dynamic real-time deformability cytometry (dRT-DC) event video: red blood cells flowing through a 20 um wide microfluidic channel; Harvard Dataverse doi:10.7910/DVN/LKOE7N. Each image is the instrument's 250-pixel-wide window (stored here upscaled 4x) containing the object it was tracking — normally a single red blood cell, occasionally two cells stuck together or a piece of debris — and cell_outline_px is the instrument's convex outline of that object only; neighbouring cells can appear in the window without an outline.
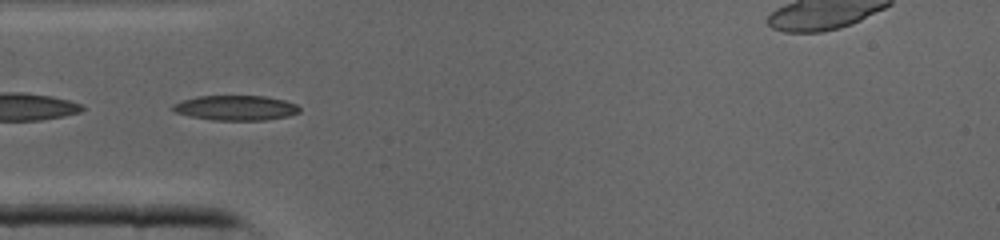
{"species": "common noctule bat (a hibernating species)", "species_latin": "Nyctalus noctula", "temperature_condition": "cold", "stored_images_in_passage": 9, "camera_frame_rate_fps": 3000, "um_per_image_px": 0.085, "animal": {"sex": "male", "body_mass_g": 19.0, "forearm_length_mm": 50.8}, "frame": {"image": 1, "passage_image": 2, "time_ms": 0.333, "image_size_px": [1000, 240], "cell_outline_px": [[300, 112], [288, 116], [264, 120], [212, 120], [192, 116], [176, 112], [172, 108], [172, 104], [196, 96], [264, 96], [284, 100], [296, 104], [300, 108]], "centroid_in_image_um": [20.06, 9.16], "position_along_channel_um": 64.9, "area_um2": 18.26}}